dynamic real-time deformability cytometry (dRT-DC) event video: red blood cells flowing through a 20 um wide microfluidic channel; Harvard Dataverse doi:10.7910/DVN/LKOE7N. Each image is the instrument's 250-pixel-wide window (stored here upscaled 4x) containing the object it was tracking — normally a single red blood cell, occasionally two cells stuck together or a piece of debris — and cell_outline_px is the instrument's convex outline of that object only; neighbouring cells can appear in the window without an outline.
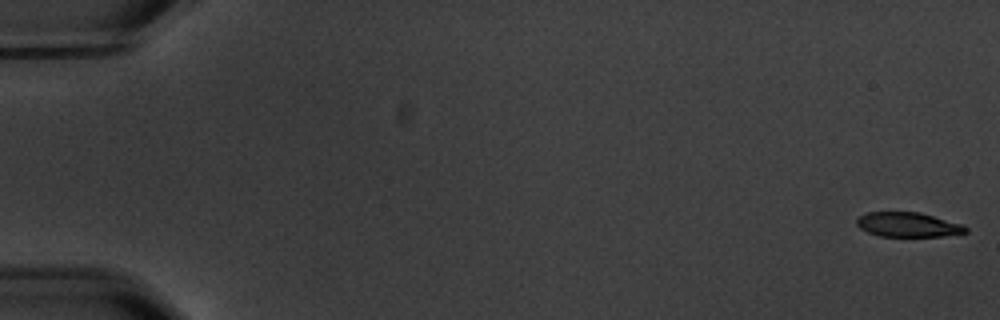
{"species": "common noctule bat (a hibernating species)", "species_latin": "Nyctalus noctula", "temperature_condition": "warm", "stored_images_in_passage": 5, "camera_frame_rate_fps": 3000, "um_per_image_px": 0.085, "animal": {"sex": "male", "body_mass_g": 20.1, "forearm_length_mm": 53.5}, "frame": {"image": 1, "passage_image": 1, "time_ms": 0.0, "image_size_px": [1000, 320], "cell_outline_px": [[968, 232], [944, 236], [880, 236], [868, 232], [860, 228], [856, 224], [856, 220], [860, 216], [868, 212], [920, 212], [964, 224], [968, 228]], "centroid_in_image_um": [77.22, 19.09], "position_along_channel_um": 7.8, "area_um2": 15.66}}
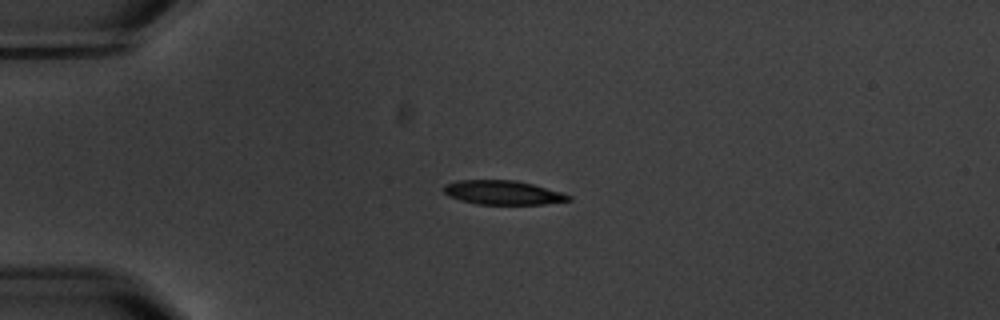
{"frame": {"image": 2, "passage_image": 4, "time_ms": 4.667, "image_size_px": [1000, 320], "cell_outline_px": [[572, 200], [544, 204], [476, 204], [460, 200], [448, 196], [444, 192], [444, 184], [460, 180], [516, 180], [532, 184], [560, 192], [572, 196]], "centroid_in_image_um": [42.73, 16.37], "position_along_channel_um": 42.3, "area_um2": 17.46}}